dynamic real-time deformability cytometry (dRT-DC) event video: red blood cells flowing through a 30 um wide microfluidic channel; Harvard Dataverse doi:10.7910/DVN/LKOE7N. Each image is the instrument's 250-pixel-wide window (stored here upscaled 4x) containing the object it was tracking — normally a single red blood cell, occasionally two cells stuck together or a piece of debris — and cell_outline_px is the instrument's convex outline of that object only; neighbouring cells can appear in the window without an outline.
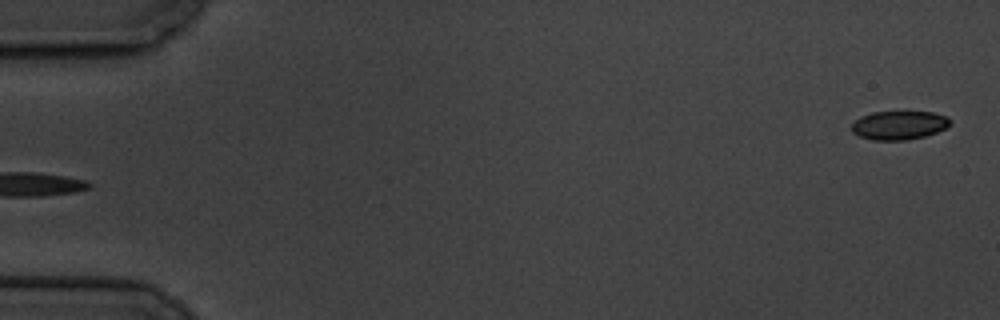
{"species": "common noctule bat (a hibernating species)", "species_latin": "Nyctalus noctula", "temperature_condition": "cold", "stored_images_in_passage": 6, "segment_of_instrument_passage": [2, 2], "camera_frame_rate_fps": 3000, "um_per_image_px": 0.085, "animal": {"sex": "male", "body_mass_g": 19.5, "forearm_length_mm": 54.6}, "frame": {"image": 1, "passage_image": 6, "time_ms": 6.667, "image_size_px": [1000, 320], "cell_outline_px": [[952, 120], [944, 128], [936, 132], [924, 136], [908, 140], [872, 140], [860, 136], [852, 132], [852, 124], [860, 116], [872, 112], [932, 112], [948, 116]], "centroid_in_image_um": [76.41, 10.64], "position_along_channel_um": 8.6, "area_um2": 16.42}}